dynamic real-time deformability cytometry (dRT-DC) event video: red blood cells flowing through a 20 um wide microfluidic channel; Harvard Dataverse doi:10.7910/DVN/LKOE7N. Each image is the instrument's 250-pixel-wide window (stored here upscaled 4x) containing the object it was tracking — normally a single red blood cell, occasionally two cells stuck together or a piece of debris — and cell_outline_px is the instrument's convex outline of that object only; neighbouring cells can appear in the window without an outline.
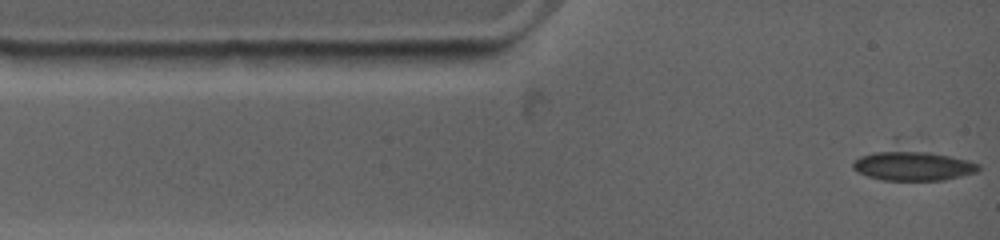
{"species": "common noctule bat (a hibernating species)", "species_latin": "Nyctalus noctula", "temperature_condition": "warm", "stored_images_in_passage": 8, "camera_frame_rate_fps": 4500, "um_per_image_px": 0.085, "animal": {"sex": "female", "body_mass_g": 19.0, "forearm_length_mm": 53.3}, "frame": {"image": 1, "passage_image": 1, "time_ms": 0.0, "image_size_px": [1000, 240], "cell_outline_px": [[980, 168], [976, 172], [944, 180], [880, 180], [868, 176], [852, 168], [852, 164], [860, 156], [896, 136], [976, 164]], "centroid_in_image_um": [77.43, 13.83], "position_along_channel_um": 7.6, "area_um2": 25.43}}
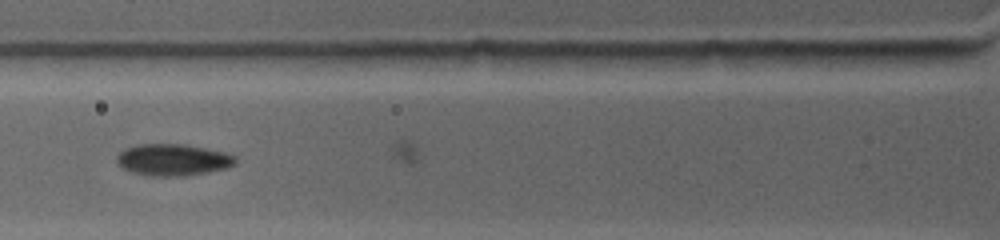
{"frame": {"image": 2, "passage_image": 7, "time_ms": 3.778, "image_size_px": [1000, 240], "cell_outline_px": [[236, 164], [228, 168], [208, 172], [184, 176], [148, 176], [132, 172], [120, 168], [116, 164], [116, 156], [124, 148], [136, 144], [184, 144], [224, 152], [236, 156]], "centroid_in_image_um": [14.66, 13.59], "position_along_channel_um": 111.1, "area_um2": 22.25}}